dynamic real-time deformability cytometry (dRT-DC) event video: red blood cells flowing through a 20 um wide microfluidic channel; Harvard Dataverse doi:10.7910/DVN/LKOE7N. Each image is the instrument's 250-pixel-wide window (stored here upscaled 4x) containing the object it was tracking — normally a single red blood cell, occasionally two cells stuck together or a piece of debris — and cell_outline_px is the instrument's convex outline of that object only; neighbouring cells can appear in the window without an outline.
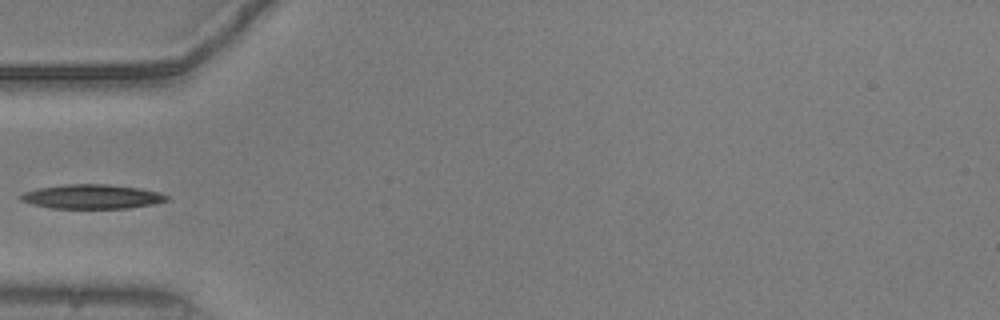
{"species": "common noctule bat (a hibernating species)", "species_latin": "Nyctalus noctula", "temperature_condition": "warm", "stored_images_in_passage": 34, "camera_frame_rate_fps": 3000, "um_per_image_px": 0.085, "animal": {"sex": "male", "body_mass_g": 20.5, "forearm_length_mm": 52.5}, "frame": {"image": 1, "passage_image": 1, "time_ms": 0.0, "image_size_px": [1000, 320], "cell_outline_px": [[168, 200], [156, 204], [128, 208], [52, 208], [32, 204], [20, 200], [20, 196], [24, 192], [40, 188], [64, 184], [104, 184], [140, 188], [160, 192], [168, 196]], "centroid_in_image_um": [7.86, 16.71], "position_along_channel_um": 77.1, "area_um2": 20.63}}
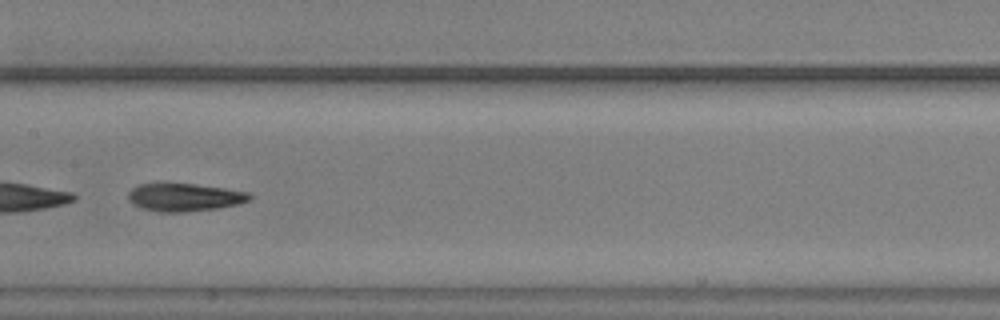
{"frame": {"image": 2, "passage_image": 10, "time_ms": 3.0, "image_size_px": [1000, 320], "cell_outline_px": [[252, 200], [240, 204], [220, 208], [188, 212], [160, 212], [140, 208], [132, 204], [128, 200], [128, 192], [136, 184], [192, 184], [224, 188], [252, 192]], "centroid_in_image_um": [15.72, 16.78], "position_along_channel_um": 191.7, "area_um2": 20.06}}